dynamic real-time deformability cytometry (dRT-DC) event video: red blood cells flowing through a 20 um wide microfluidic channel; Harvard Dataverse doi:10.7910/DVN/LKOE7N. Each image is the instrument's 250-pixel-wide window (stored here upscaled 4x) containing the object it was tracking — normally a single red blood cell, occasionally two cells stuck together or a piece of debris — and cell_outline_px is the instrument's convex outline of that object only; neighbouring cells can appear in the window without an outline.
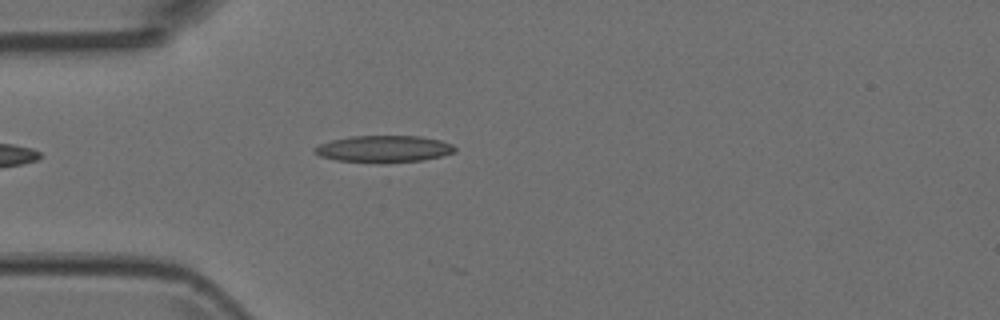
{"species": "Egyptian fruit bat (a non-hibernating species)", "species_latin": "Rousettus aegyptiacus", "temperature_condition": "room temperature", "stored_images_in_passage": 1, "camera_frame_rate_fps": 3000, "um_per_image_px": 0.085, "animal": {"sex": "female"}, "frame": {"image": 1, "passage_image": 1, "time_ms": 0.0, "image_size_px": [1000, 320], "cell_outline_px": [[456, 152], [424, 160], [388, 164], [376, 164], [336, 160], [320, 156], [312, 152], [312, 148], [320, 144], [332, 140], [352, 136], [420, 136], [440, 140], [452, 144], [456, 148]], "centroid_in_image_um": [32.61, 12.68], "position_along_channel_um": 52.4, "area_um2": 22.43}}